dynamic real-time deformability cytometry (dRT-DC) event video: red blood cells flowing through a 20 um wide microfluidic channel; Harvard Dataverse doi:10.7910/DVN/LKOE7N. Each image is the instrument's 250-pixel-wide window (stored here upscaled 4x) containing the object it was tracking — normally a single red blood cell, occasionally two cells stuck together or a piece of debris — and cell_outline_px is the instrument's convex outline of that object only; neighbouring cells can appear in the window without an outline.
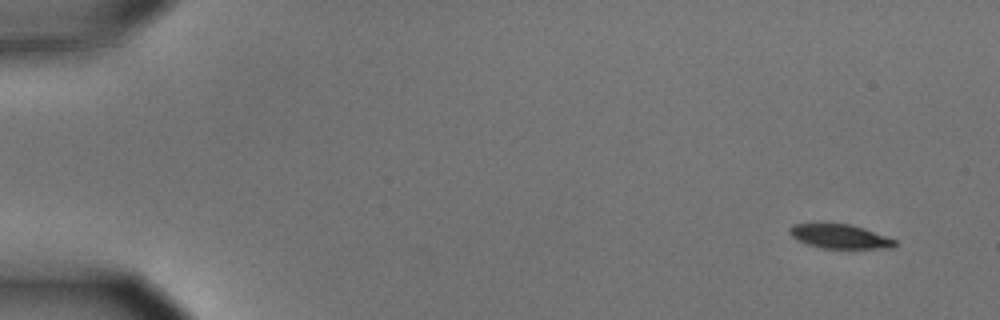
{"species": "common noctule bat (a hibernating species)", "species_latin": "Nyctalus noctula", "temperature_condition": "cold", "stored_images_in_passage": 6, "camera_frame_rate_fps": 3000, "um_per_image_px": 0.085, "animal": {"sex": "male", "body_mass_g": 15.6}, "frame": {"image": 1, "passage_image": 1, "time_ms": 0.0, "image_size_px": [1000, 320], "cell_outline_px": [[896, 248], [824, 248], [808, 244], [796, 240], [788, 232], [788, 228], [792, 224], [820, 220], [848, 224], [864, 228], [896, 240]], "centroid_in_image_um": [71.29, 20.04], "position_along_channel_um": 13.7, "area_um2": 15.49}}
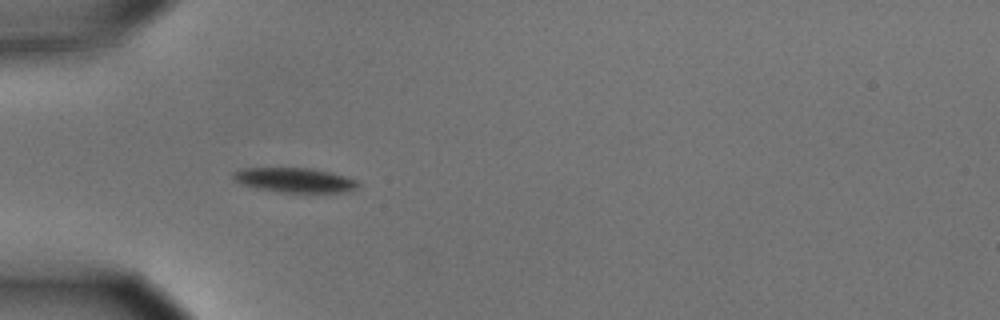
{"frame": {"image": 2, "passage_image": 5, "time_ms": 1.333, "image_size_px": [1000, 320], "cell_outline_px": [[360, 184], [356, 188], [344, 192], [280, 192], [256, 188], [240, 184], [232, 176], [232, 172], [240, 168], [312, 168], [332, 172], [356, 180]], "centroid_in_image_um": [25.02, 15.3], "position_along_channel_um": 60.0, "area_um2": 17.92}}
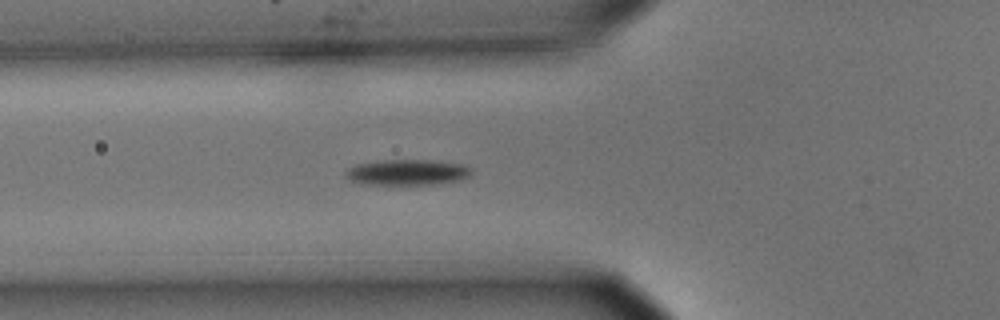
{"frame": {"image": 3, "passage_image": 6, "time_ms": 1.667, "image_size_px": [1000, 320], "cell_outline_px": [[472, 172], [468, 176], [460, 180], [432, 184], [360, 184], [348, 180], [344, 176], [344, 172], [348, 168], [356, 164], [380, 160], [428, 160], [460, 164], [472, 168]], "centroid_in_image_um": [34.54, 14.65], "position_along_channel_um": 91.3, "area_um2": 18.84}}